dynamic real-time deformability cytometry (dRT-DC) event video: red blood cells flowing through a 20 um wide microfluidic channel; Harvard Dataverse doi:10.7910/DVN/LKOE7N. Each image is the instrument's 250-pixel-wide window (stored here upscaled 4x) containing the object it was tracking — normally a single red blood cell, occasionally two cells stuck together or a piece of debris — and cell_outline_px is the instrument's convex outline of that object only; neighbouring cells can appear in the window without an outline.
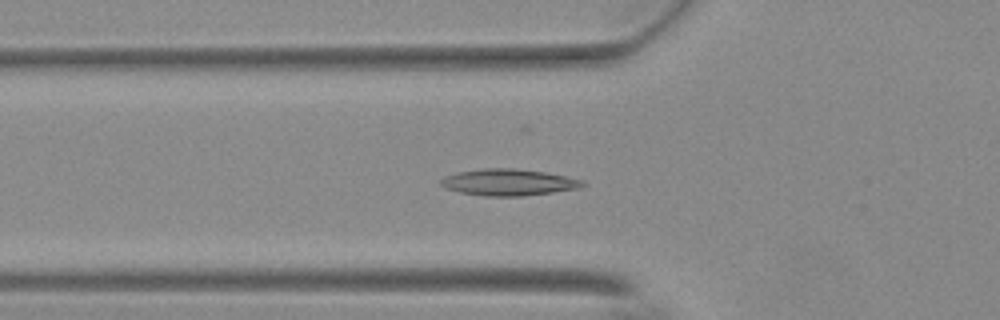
{"species": "Egyptian fruit bat (a non-hibernating species)", "species_latin": "Rousettus aegyptiacus", "temperature_condition": "warm", "stored_images_in_passage": 57, "camera_frame_rate_fps": 3000, "um_per_image_px": 0.085, "animal": {"sex": "female"}, "frame": {"image": 1, "passage_image": 20, "time_ms": 6.333, "image_size_px": [1000, 320], "cell_outline_px": [[588, 184], [580, 188], [552, 192], [520, 196], [484, 196], [460, 192], [444, 188], [440, 184], [440, 180], [444, 176], [456, 172], [480, 168], [512, 168], [544, 172], [564, 176], [580, 180]], "centroid_in_image_um": [43.17, 15.49], "position_along_channel_um": 82.6, "area_um2": 21.91}}
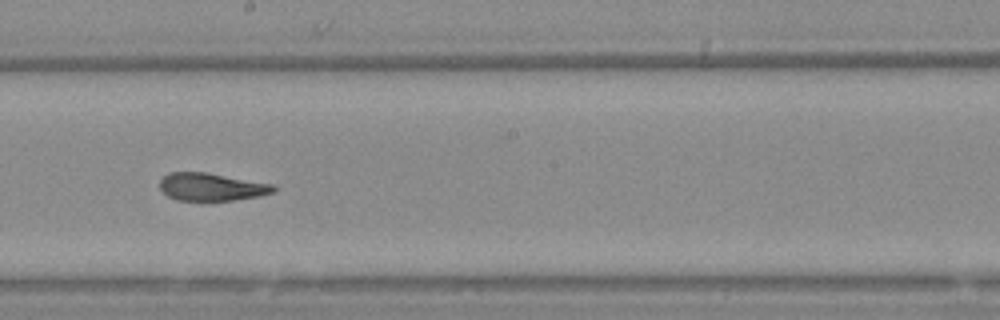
{"frame": {"image": 2, "passage_image": 32, "time_ms": 10.333, "image_size_px": [1000, 320], "cell_outline_px": [[276, 192], [260, 196], [232, 200], [176, 200], [168, 196], [160, 188], [160, 180], [168, 172], [208, 172], [272, 184], [276, 188]], "centroid_in_image_um": [17.98, 15.88], "position_along_channel_um": 230.2, "area_um2": 18.38}}
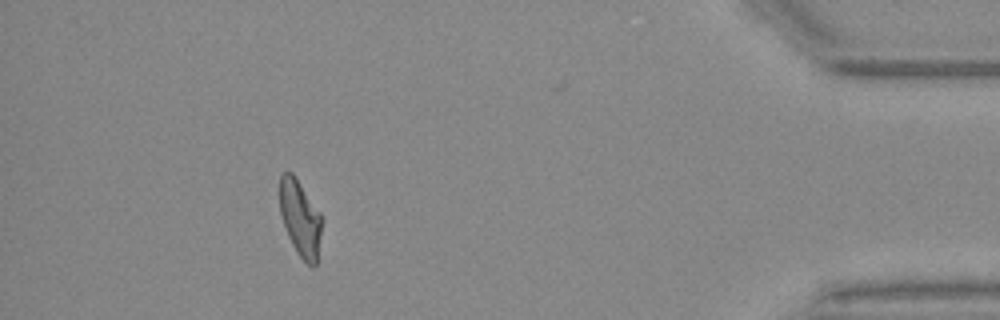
{"frame": {"image": 3, "passage_image": 51, "time_ms": 16.667, "image_size_px": [1000, 320], "cell_outline_px": [[320, 232], [316, 264], [312, 268], [296, 252], [288, 236], [280, 212], [280, 176], [284, 172], [292, 172], [320, 212]], "centroid_in_image_um": [25.49, 18.54], "position_along_channel_um": 409.7, "area_um2": 18.15}, "authors_computed_cell_mechanics": {"area_um2": 19.8832, "velocity_mm_per_s": 3.686, "shape_relaxation_time_tau1_ms": null, "shape_relaxation_time_tau2_ms": 2.7225, "deformation_change_tau1": null, "deformation_change_tau2": 0.0874}}